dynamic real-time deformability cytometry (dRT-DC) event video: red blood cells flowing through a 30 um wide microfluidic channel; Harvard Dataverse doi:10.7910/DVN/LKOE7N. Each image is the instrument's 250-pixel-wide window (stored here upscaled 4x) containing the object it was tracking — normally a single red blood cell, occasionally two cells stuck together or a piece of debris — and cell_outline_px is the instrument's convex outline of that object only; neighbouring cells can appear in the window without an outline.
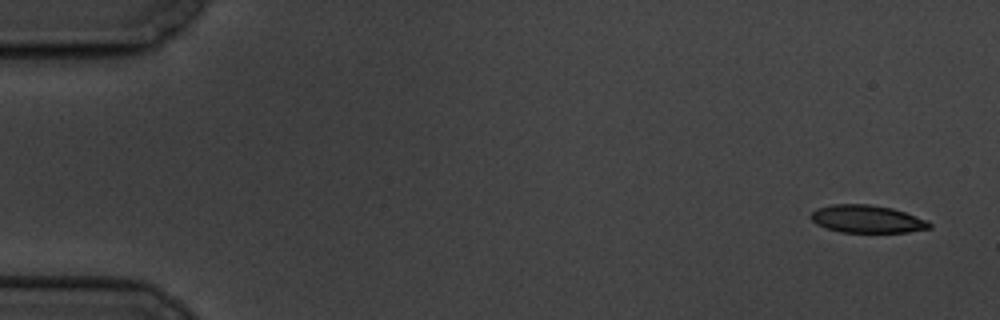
{"species": "common noctule bat (a hibernating species)", "species_latin": "Nyctalus noctula", "temperature_condition": "cold", "stored_images_in_passage": 15, "camera_frame_rate_fps": 3000, "um_per_image_px": 0.085, "animal": {"sex": "male", "body_mass_g": 19.5, "forearm_length_mm": 54.6}, "frame": {"image": 1, "passage_image": 1, "time_ms": 0.0, "image_size_px": [1000, 320], "cell_outline_px": [[932, 228], [908, 232], [840, 232], [816, 224], [808, 216], [816, 208], [832, 204], [868, 204], [892, 208], [928, 220], [932, 224]], "centroid_in_image_um": [73.7, 18.61], "position_along_channel_um": 11.3, "area_um2": 19.19}}
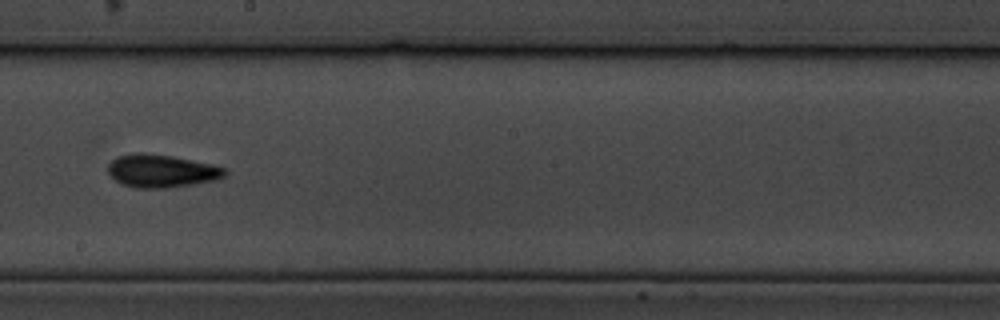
{"frame": {"image": 2, "passage_image": 9, "time_ms": 10.333, "image_size_px": [1000, 320], "cell_outline_px": [[228, 172], [224, 176], [216, 180], [192, 184], [164, 188], [136, 188], [120, 184], [108, 172], [108, 164], [112, 160], [120, 156], [136, 152], [140, 152], [172, 156], [212, 164], [228, 168]], "centroid_in_image_um": [13.75, 14.53], "position_along_channel_um": 234.5, "area_um2": 22.43}}
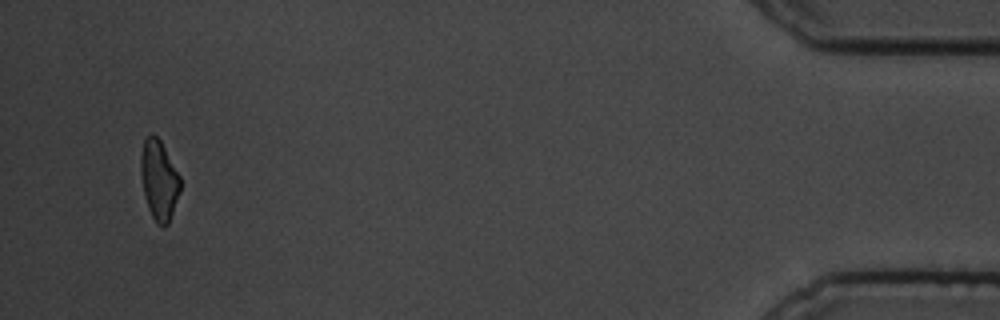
{"frame": {"image": 3, "passage_image": 15, "time_ms": 18.0, "image_size_px": [1000, 320], "cell_outline_px": [[180, 192], [168, 224], [164, 228], [156, 224], [148, 208], [144, 192], [140, 172], [140, 156], [144, 140], [152, 132], [160, 140], [180, 176]], "centroid_in_image_um": [13.51, 15.32], "position_along_channel_um": 421.7, "area_um2": 18.32}, "authors_computed_cell_mechanics": {"area_um2": 20.1144, "velocity_mm_per_s": 3.4201, "shape_relaxation_time_tau1_ms": 2.6227, "shape_relaxation_time_tau2_ms": 7.517, "deformation_change_tau1": 0.1274, "deformation_change_tau2": 0.1813}}